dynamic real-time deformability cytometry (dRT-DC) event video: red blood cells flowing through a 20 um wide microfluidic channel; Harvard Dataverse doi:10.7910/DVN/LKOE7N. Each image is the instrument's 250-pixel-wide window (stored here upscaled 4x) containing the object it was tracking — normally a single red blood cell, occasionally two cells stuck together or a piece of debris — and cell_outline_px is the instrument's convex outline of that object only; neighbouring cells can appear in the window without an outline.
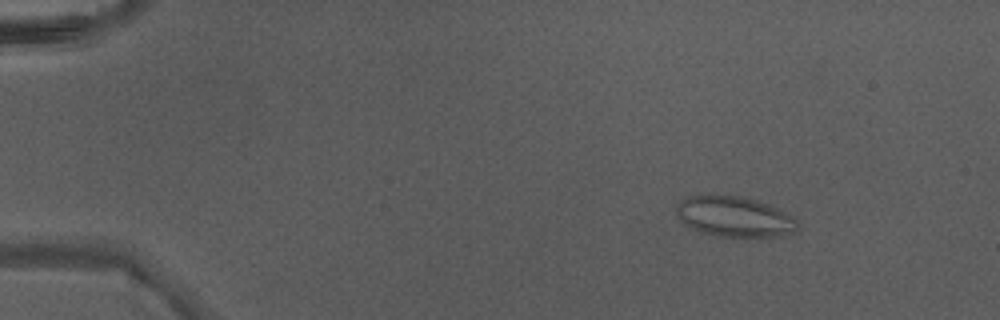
{"species": "Egyptian fruit bat (a non-hibernating species)", "species_latin": "Rousettus aegyptiacus", "temperature_condition": "warm", "stored_images_in_passage": 3, "camera_frame_rate_fps": 3000, "um_per_image_px": 0.085, "animal": {"sex": "male"}, "frame": {"image": 1, "passage_image": 1, "time_ms": 0.0, "image_size_px": [1000, 320], "cell_outline_px": [[800, 228], [796, 232], [780, 236], [720, 236], [700, 232], [684, 224], [680, 220], [676, 212], [676, 208], [680, 200], [688, 196], [704, 192], [740, 196], [756, 200], [768, 204], [784, 212], [796, 220], [800, 224]], "centroid_in_image_um": [62.38, 18.38], "position_along_channel_um": 22.6, "area_um2": 29.02}}
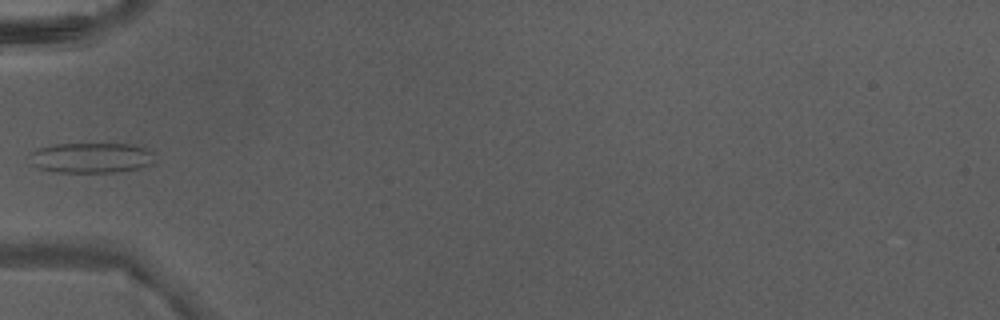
{"frame": {"image": 2, "passage_image": 3, "time_ms": 0.667, "image_size_px": [1000, 320], "cell_outline_px": [[152, 164], [140, 168], [116, 172], [56, 172], [36, 168], [32, 164], [32, 152], [36, 148], [52, 144], [128, 144], [144, 148], [152, 152]], "centroid_in_image_um": [7.72, 13.41], "position_along_channel_um": 77.3, "area_um2": 21.96}}